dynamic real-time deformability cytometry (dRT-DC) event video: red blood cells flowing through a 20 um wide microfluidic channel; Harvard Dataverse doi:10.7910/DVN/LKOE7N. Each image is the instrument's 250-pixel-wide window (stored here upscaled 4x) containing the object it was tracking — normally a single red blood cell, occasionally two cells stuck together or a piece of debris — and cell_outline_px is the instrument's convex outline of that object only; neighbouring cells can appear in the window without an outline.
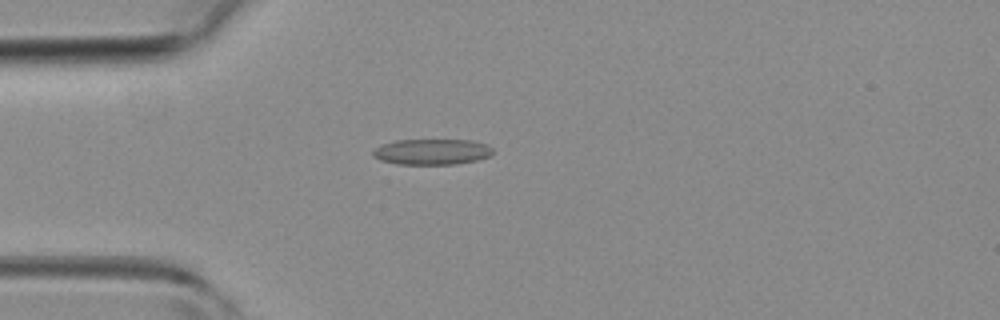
{"species": "common noctule bat (a hibernating species)", "species_latin": "Nyctalus noctula", "temperature_condition": "room temperature", "stored_images_in_passage": 34, "camera_frame_rate_fps": 3000, "um_per_image_px": 0.085, "animal": {"sex": "female", "body_mass_g": 19.3, "forearm_length_mm": 54.1}, "frame": {"image": 1, "passage_image": 1, "time_ms": 0.0, "image_size_px": [1000, 320], "cell_outline_px": [[492, 152], [488, 156], [480, 160], [456, 164], [396, 164], [380, 160], [372, 156], [372, 148], [380, 144], [396, 140], [472, 140], [488, 144], [492, 148]], "centroid_in_image_um": [36.67, 12.9], "position_along_channel_um": 48.3, "area_um2": 18.26}}
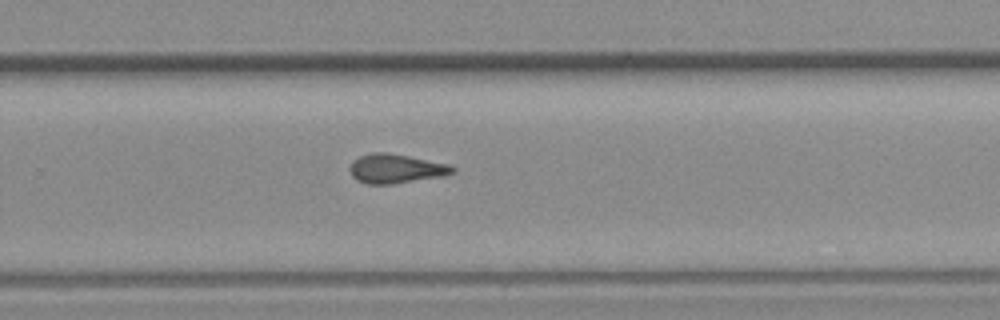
{"frame": {"image": 2, "passage_image": 18, "time_ms": 5.667, "image_size_px": [1000, 320], "cell_outline_px": [[456, 172], [444, 176], [392, 184], [368, 184], [356, 180], [352, 176], [348, 168], [352, 160], [360, 156], [376, 152], [384, 152], [408, 156], [448, 164], [456, 168]], "centroid_in_image_um": [33.63, 14.34], "position_along_channel_um": 296.2, "area_um2": 17.51}}
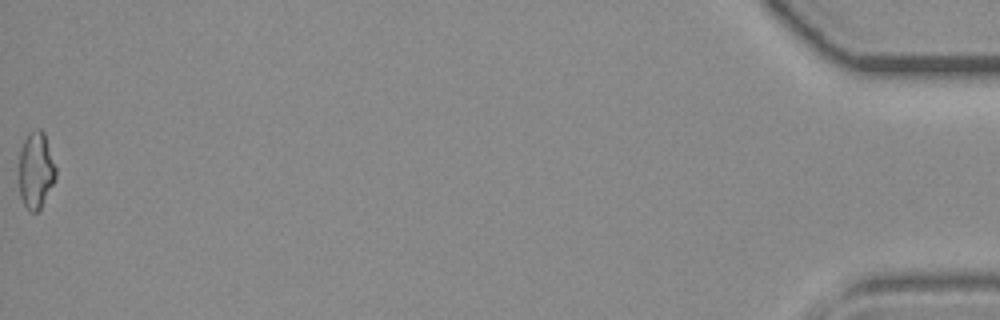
{"frame": {"image": 3, "passage_image": 34, "time_ms": 11.0, "image_size_px": [1000, 320], "cell_outline_px": [[56, 176], [40, 208], [36, 212], [28, 212], [20, 196], [20, 152], [24, 140], [28, 132], [36, 128], [40, 128], [44, 132], [56, 168]], "centroid_in_image_um": [3.05, 14.44], "position_along_channel_um": 432.2, "area_um2": 16.18}}